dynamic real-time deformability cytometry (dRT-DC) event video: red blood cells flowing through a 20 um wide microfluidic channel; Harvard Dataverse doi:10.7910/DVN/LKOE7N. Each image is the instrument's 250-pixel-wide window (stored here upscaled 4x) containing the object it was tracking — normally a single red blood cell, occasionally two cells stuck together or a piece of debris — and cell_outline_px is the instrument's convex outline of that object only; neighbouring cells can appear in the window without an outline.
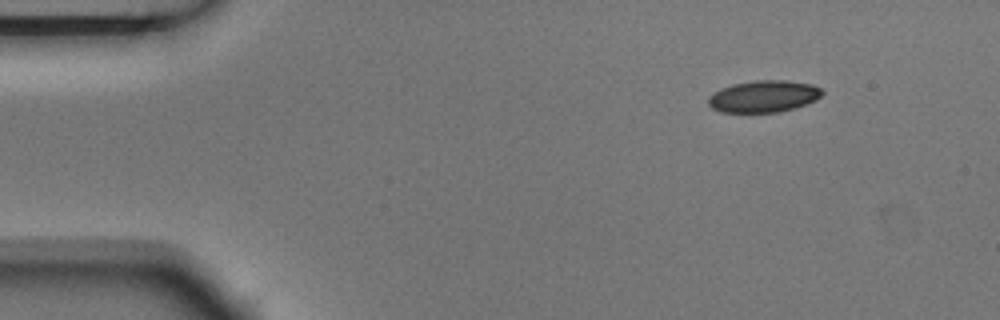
{"species": "Egyptian fruit bat (a non-hibernating species)", "species_latin": "Rousettus aegyptiacus", "temperature_condition": "room temperature", "stored_images_in_passage": 5, "segment_of_instrument_passage": [2, 2], "camera_frame_rate_fps": 3000, "um_per_image_px": 0.085, "animal": {"sex": "male"}, "frame": {"image": 1, "passage_image": 5, "time_ms": 1.333, "image_size_px": [1000, 320], "cell_outline_px": [[824, 92], [816, 100], [780, 112], [720, 112], [712, 108], [708, 104], [708, 96], [720, 88], [732, 84], [756, 80], [784, 80], [812, 84], [820, 88]], "centroid_in_image_um": [64.88, 8.18], "position_along_channel_um": 20.1, "area_um2": 21.1}}